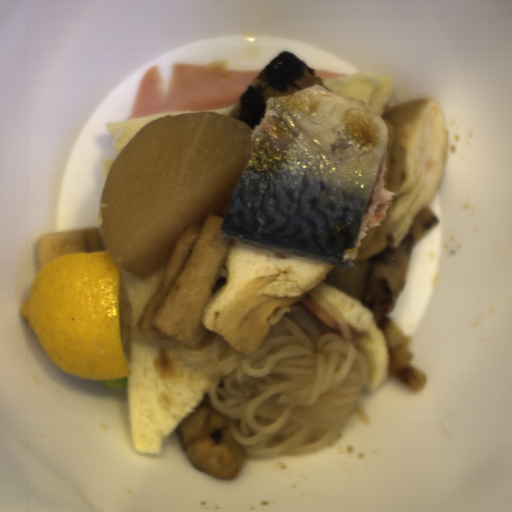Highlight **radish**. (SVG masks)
Listing matches in <instances>:
<instances>
[{
	"instance_id": "radish-1",
	"label": "radish",
	"mask_w": 512,
	"mask_h": 512,
	"mask_svg": "<svg viewBox=\"0 0 512 512\" xmlns=\"http://www.w3.org/2000/svg\"><path fill=\"white\" fill-rule=\"evenodd\" d=\"M253 131L209 111L159 117L114 159L97 213L103 252L145 280L170 264L186 230L226 217Z\"/></svg>"
},
{
	"instance_id": "radish-2",
	"label": "radish",
	"mask_w": 512,
	"mask_h": 512,
	"mask_svg": "<svg viewBox=\"0 0 512 512\" xmlns=\"http://www.w3.org/2000/svg\"><path fill=\"white\" fill-rule=\"evenodd\" d=\"M371 257L368 260L354 261V267L334 266L322 282L344 292L363 303Z\"/></svg>"
}]
</instances>
